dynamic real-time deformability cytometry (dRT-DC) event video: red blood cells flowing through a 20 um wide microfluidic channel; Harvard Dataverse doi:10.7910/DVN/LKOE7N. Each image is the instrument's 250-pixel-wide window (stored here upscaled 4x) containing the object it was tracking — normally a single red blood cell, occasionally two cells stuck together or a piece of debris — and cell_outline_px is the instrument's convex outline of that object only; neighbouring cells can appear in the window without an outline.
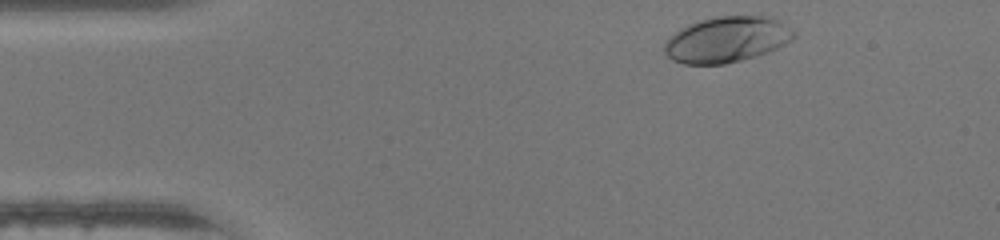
{"species": "human", "species_latin": "Homo sapiens", "temperature_condition": "warm", "stored_images_in_passage": 33, "camera_frame_rate_fps": 3000, "um_per_image_px": 0.085, "donor": {"sex": "female"}, "frame": {"image": 1, "passage_image": 2, "time_ms": 0.333, "image_size_px": [1000, 240], "cell_outline_px": [[796, 36], [792, 40], [776, 48], [756, 56], [724, 64], [684, 64], [672, 60], [664, 52], [664, 44], [676, 32], [700, 20], [716, 16], [760, 16], [776, 20], [792, 28], [796, 32]], "centroid_in_image_um": [61.79, 3.37], "position_along_channel_um": 23.2, "area_um2": 33.99}}
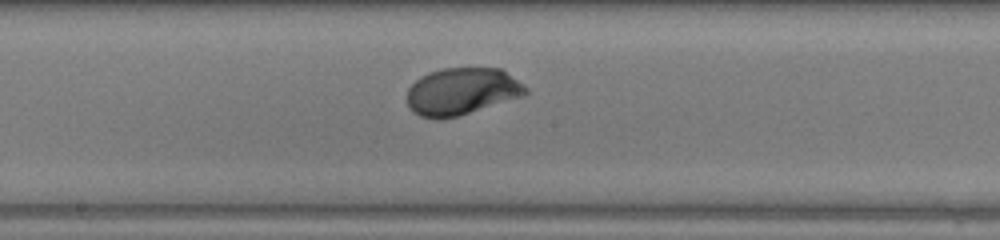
{"frame": {"image": 2, "passage_image": 20, "time_ms": 6.333, "image_size_px": [1000, 240], "cell_outline_px": [[528, 92], [524, 96], [456, 116], [440, 120], [436, 120], [420, 116], [412, 112], [408, 108], [408, 88], [420, 76], [428, 72], [440, 68], [504, 68], [524, 84], [528, 88]], "centroid_in_image_um": [39.26, 7.76], "position_along_channel_um": 208.9, "area_um2": 32.95}}
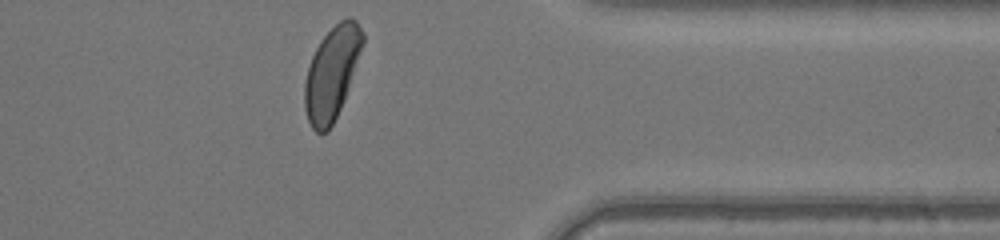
{"frame": {"image": 3, "passage_image": 33, "time_ms": 10.667, "image_size_px": [1000, 240], "cell_outline_px": [[364, 44], [344, 100], [328, 132], [316, 132], [312, 128], [308, 120], [304, 108], [304, 84], [308, 68], [312, 56], [320, 40], [340, 20], [348, 16], [352, 16], [356, 20], [364, 32]], "centroid_in_image_um": [28.22, 6.18], "position_along_channel_um": 383.2, "area_um2": 31.27}, "authors_computed_cell_mechanics": {"area_um2": 32.7726, "velocity_mm_per_s": 4.3573, "shape_relaxation_time_tau1_ms": 1.7975, "shape_relaxation_time_tau2_ms": null, "deformation_change_tau1": 0.1429, "deformation_change_tau2": null}}